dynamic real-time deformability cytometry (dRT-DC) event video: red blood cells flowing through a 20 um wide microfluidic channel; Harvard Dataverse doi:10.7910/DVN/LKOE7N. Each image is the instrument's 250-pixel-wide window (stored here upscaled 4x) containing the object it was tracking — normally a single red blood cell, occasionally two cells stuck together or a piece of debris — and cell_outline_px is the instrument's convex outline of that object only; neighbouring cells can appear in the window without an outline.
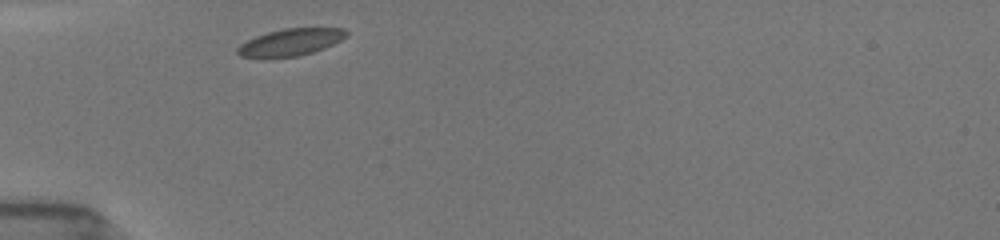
{"species": "common noctule bat (a hibernating species)", "species_latin": "Nyctalus noctula", "temperature_condition": "room temperature", "stored_images_in_passage": 30, "camera_frame_rate_fps": 3000, "um_per_image_px": 0.085, "animal": {"sex": "female", "body_mass_g": 19.5, "forearm_length_mm": 54.1}, "frame": {"image": 1, "passage_image": 1, "time_ms": 0.0, "image_size_px": [1000, 240], "cell_outline_px": [[348, 36], [324, 48], [312, 52], [296, 56], [268, 60], [260, 60], [240, 56], [236, 52], [236, 48], [240, 44], [256, 36], [268, 32], [284, 28], [344, 28], [348, 32]], "centroid_in_image_um": [24.62, 3.63], "position_along_channel_um": 60.4, "area_um2": 17.63}}
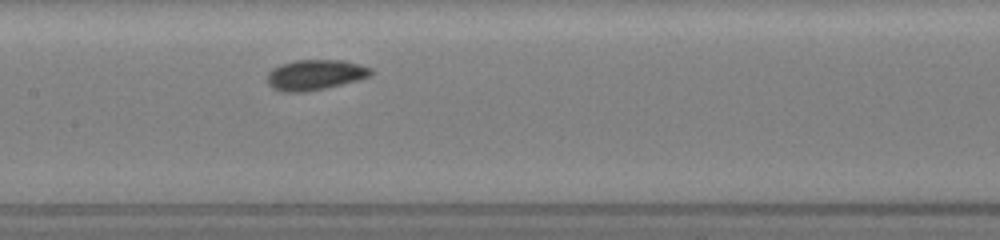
{"frame": {"image": 2, "passage_image": 11, "time_ms": 3.333, "image_size_px": [1000, 240], "cell_outline_px": [[372, 76], [360, 80], [324, 88], [304, 92], [280, 92], [272, 88], [268, 84], [268, 72], [272, 68], [280, 64], [296, 60], [344, 60], [360, 64], [372, 68]], "centroid_in_image_um": [26.8, 6.36], "position_along_channel_um": 180.6, "area_um2": 18.55}}
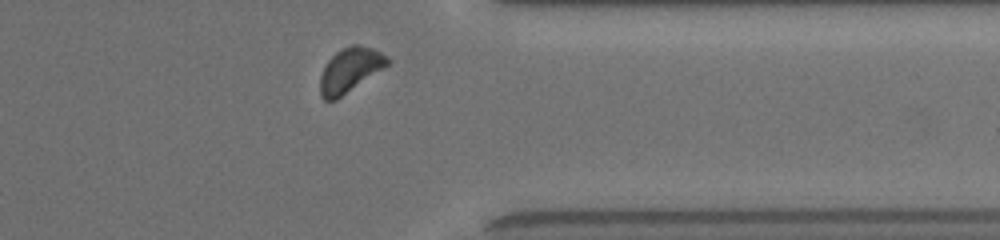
{"frame": {"image": 3, "passage_image": 27, "time_ms": 8.667, "image_size_px": [1000, 240], "cell_outline_px": [[392, 60], [384, 68], [336, 100], [324, 100], [320, 96], [320, 76], [328, 60], [336, 52], [352, 44], [360, 44], [372, 48], [388, 56]], "centroid_in_image_um": [29.76, 5.95], "position_along_channel_um": 381.6, "area_um2": 17.4}, "authors_computed_cell_mechanics": {"area_um2": 17.6001, "velocity_mm_per_s": 3.8487, "shape_relaxation_time_tau1_ms": 1.3728, "shape_relaxation_time_tau2_ms": null, "deformation_change_tau1": 0.0655, "deformation_change_tau2": null}}